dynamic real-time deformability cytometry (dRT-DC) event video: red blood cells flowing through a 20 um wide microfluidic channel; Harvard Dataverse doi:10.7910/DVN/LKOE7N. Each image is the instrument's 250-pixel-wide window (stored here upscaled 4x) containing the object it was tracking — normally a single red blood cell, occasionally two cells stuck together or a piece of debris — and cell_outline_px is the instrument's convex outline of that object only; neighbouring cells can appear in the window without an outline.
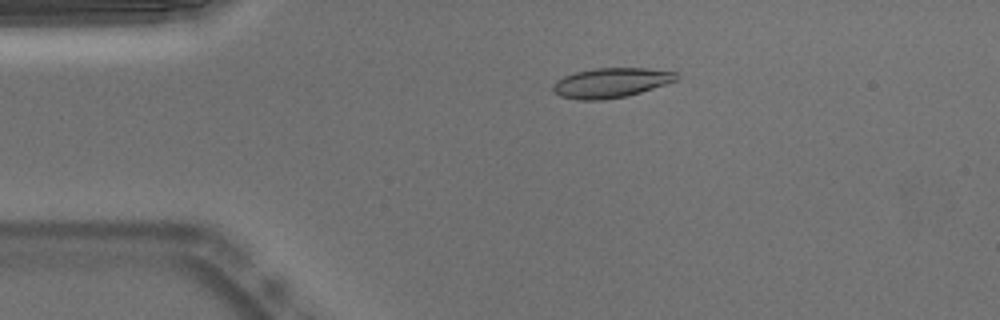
{"species": "Egyptian fruit bat (a non-hibernating species)", "species_latin": "Rousettus aegyptiacus", "temperature_condition": "warm", "stored_images_in_passage": 52, "camera_frame_rate_fps": 3000, "um_per_image_px": 0.085, "animal": {"sex": "male"}, "frame": {"image": 1, "passage_image": 10, "time_ms": 3.0, "image_size_px": [1000, 320], "cell_outline_px": [[680, 76], [676, 80], [628, 96], [604, 100], [576, 100], [560, 96], [552, 92], [552, 84], [556, 80], [564, 76], [576, 72], [592, 68], [644, 68], [676, 72]], "centroid_in_image_um": [51.87, 7.04], "position_along_channel_um": 33.1, "area_um2": 21.5}}
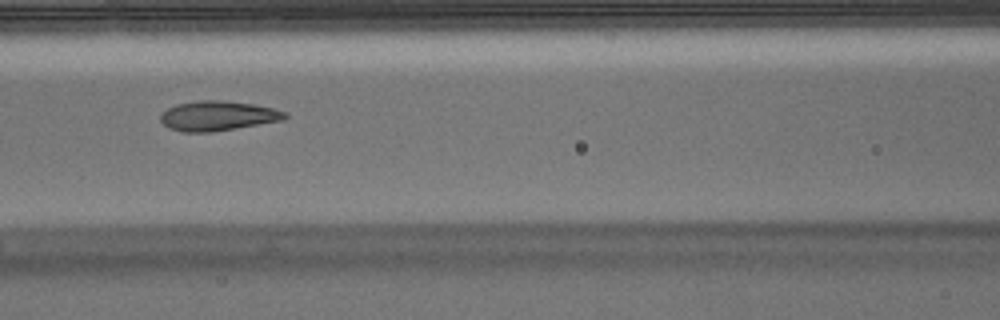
{"frame": {"image": 2, "passage_image": 22, "time_ms": 7.0, "image_size_px": [1000, 320], "cell_outline_px": [[288, 116], [284, 120], [212, 132], [184, 132], [168, 128], [160, 120], [160, 112], [176, 104], [200, 100], [220, 100], [256, 104], [288, 112]], "centroid_in_image_um": [18.51, 9.84], "position_along_channel_um": 148.1, "area_um2": 21.73}}
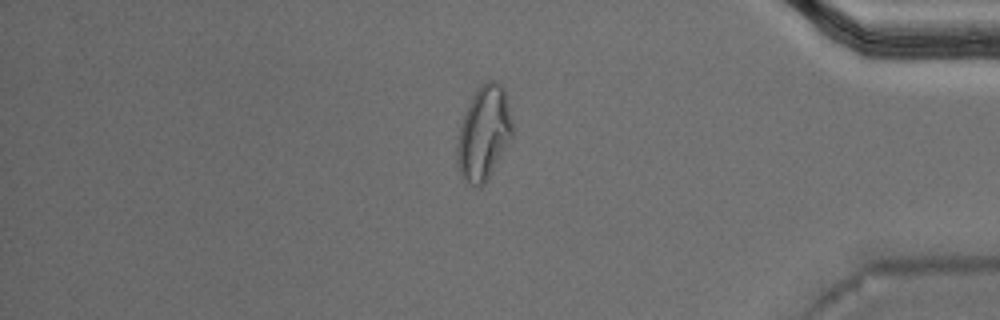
{"frame": {"image": 3, "passage_image": 44, "time_ms": 14.333, "image_size_px": [1000, 320], "cell_outline_px": [[512, 136], [484, 184], [480, 188], [476, 188], [464, 180], [460, 176], [456, 160], [456, 144], [460, 124], [468, 104], [476, 88], [484, 80], [496, 80], [504, 88], [512, 120]], "centroid_in_image_um": [41.09, 11.3], "position_along_channel_um": 394.1, "area_um2": 30.46}, "authors_computed_cell_mechanics": {"area_um2": 21.5883, "velocity_mm_per_s": 3.7777, "shape_relaxation_time_tau1_ms": 8.7315, "shape_relaxation_time_tau2_ms": 1.5632, "deformation_change_tau1": 0.2545, "deformation_change_tau2": 0.0838}}